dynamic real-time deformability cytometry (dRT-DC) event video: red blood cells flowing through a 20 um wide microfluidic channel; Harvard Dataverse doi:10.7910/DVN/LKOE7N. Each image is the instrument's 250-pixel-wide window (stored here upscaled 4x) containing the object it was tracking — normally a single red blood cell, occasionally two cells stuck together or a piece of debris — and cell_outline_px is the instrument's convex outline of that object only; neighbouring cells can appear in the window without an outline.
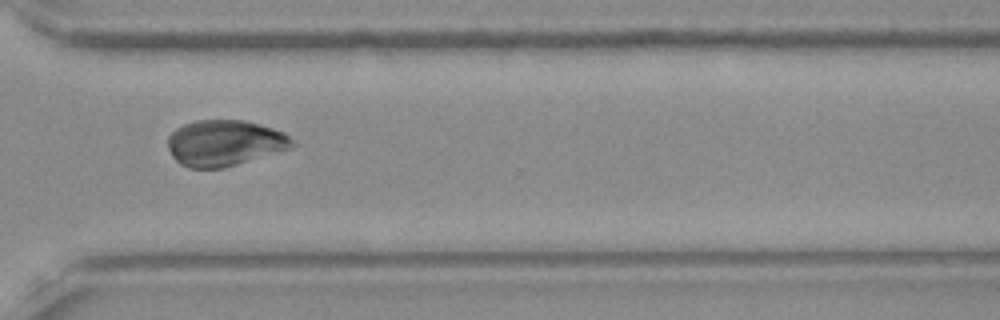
{"species": "Egyptian fruit bat (a non-hibernating species)", "species_latin": "Rousettus aegyptiacus", "temperature_condition": "room temperature", "stored_images_in_passage": 16, "camera_frame_rate_fps": 3000, "um_per_image_px": 0.085, "frame": {"image": 1, "passage_image": 12, "time_ms": 3.667, "image_size_px": [1000, 320], "cell_outline_px": [[296, 144], [292, 148], [224, 168], [188, 168], [180, 164], [172, 156], [168, 148], [168, 136], [176, 128], [184, 124], [196, 120], [244, 120], [260, 124], [284, 132]], "centroid_in_image_um": [19.09, 12.15], "position_along_channel_um": 351.5, "area_um2": 33.41}}